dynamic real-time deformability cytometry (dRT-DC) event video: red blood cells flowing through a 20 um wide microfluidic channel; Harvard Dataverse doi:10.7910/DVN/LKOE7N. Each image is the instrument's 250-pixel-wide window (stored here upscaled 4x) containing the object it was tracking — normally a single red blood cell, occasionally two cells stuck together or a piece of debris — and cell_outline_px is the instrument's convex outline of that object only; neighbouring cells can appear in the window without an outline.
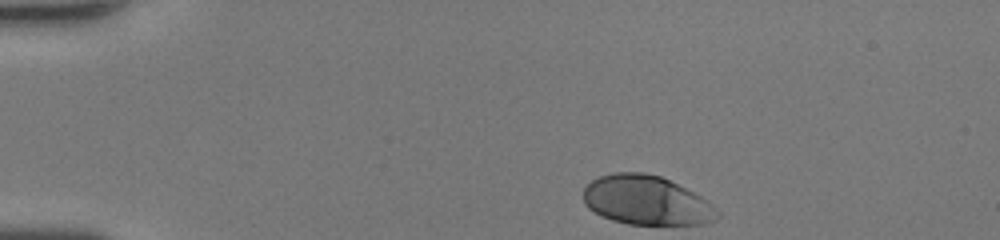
{"species": "human", "species_latin": "Homo sapiens", "temperature_condition": "room temperature", "stored_images_in_passage": 33, "camera_frame_rate_fps": 3000, "um_per_image_px": 0.085, "donor": {"sex": "female"}, "frame": {"image": 1, "passage_image": 1, "time_ms": 0.0, "image_size_px": [1000, 240], "cell_outline_px": [[720, 216], [704, 224], [628, 224], [612, 220], [588, 208], [584, 204], [584, 188], [592, 180], [600, 176], [616, 172], [644, 172], [660, 176], [700, 196], [720, 212]], "centroid_in_image_um": [54.92, 17.03], "position_along_channel_um": 30.1, "area_um2": 37.97}}
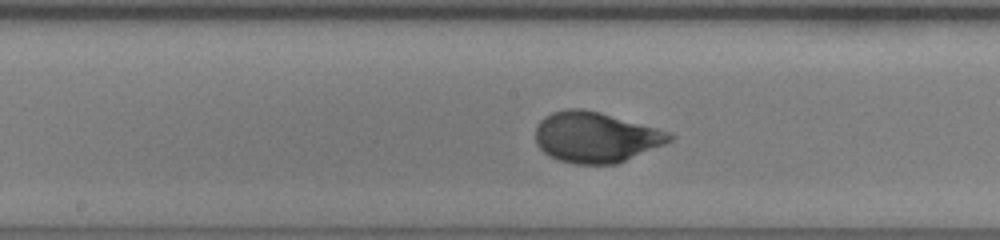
{"frame": {"image": 2, "passage_image": 18, "time_ms": 5.667, "image_size_px": [1000, 240], "cell_outline_px": [[676, 136], [672, 140], [664, 144], [616, 164], [576, 164], [560, 160], [544, 152], [536, 144], [536, 128], [540, 120], [544, 116], [552, 112], [568, 108], [584, 108], [600, 112], [672, 132]], "centroid_in_image_um": [50.65, 11.64], "position_along_channel_um": 197.6, "area_um2": 39.48}}
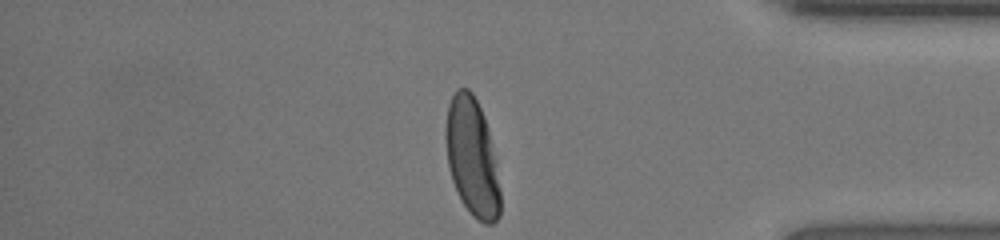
{"frame": {"image": 3, "passage_image": 33, "time_ms": 10.667, "image_size_px": [1000, 240], "cell_outline_px": [[500, 216], [492, 224], [484, 224], [472, 216], [464, 204], [452, 180], [448, 164], [444, 128], [448, 104], [456, 88], [468, 88], [472, 92], [484, 116], [488, 128], [496, 160], [500, 192]], "centroid_in_image_um": [40.13, 13.35], "position_along_channel_um": 395.1, "area_um2": 37.63}, "authors_computed_cell_mechanics": {"area_um2": 39.0728, "velocity_mm_per_s": 4.3673, "shape_relaxation_time_tau1_ms": 2.7453, "shape_relaxation_time_tau2_ms": null, "deformation_change_tau1": 0.1841, "deformation_change_tau2": null}}